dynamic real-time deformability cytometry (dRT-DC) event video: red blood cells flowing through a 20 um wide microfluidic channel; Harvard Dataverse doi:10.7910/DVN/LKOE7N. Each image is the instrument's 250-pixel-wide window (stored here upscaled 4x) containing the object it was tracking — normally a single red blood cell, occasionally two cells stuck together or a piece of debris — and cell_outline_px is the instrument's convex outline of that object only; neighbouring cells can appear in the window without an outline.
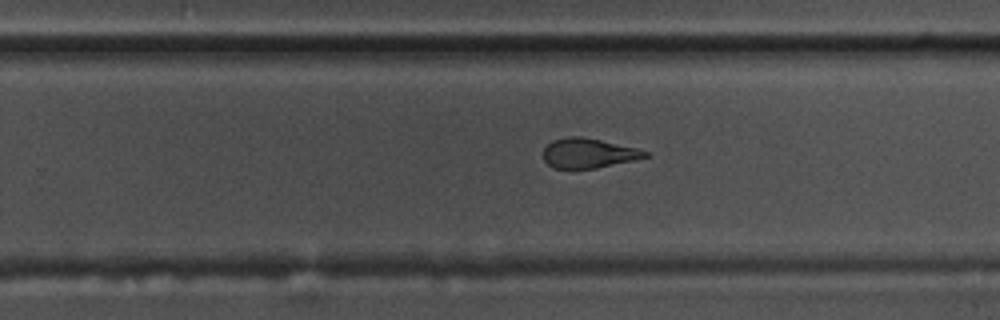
{"species": "common noctule bat (a hibernating species)", "species_latin": "Nyctalus noctula", "temperature_condition": "warm", "stored_images_in_passage": 50, "camera_frame_rate_fps": 3000, "um_per_image_px": 0.085, "animal": {"sex": "male", "body_mass_g": 17.5, "forearm_length_mm": 52.3}, "frame": {"image": 1, "passage_image": 29, "time_ms": 9.333, "image_size_px": [1000, 320], "cell_outline_px": [[648, 156], [632, 160], [596, 168], [552, 168], [544, 160], [544, 148], [552, 140], [568, 136], [580, 136], [600, 140], [636, 148], [648, 152]], "centroid_in_image_um": [49.97, 13.01], "position_along_channel_um": 279.8, "area_um2": 17.34}}
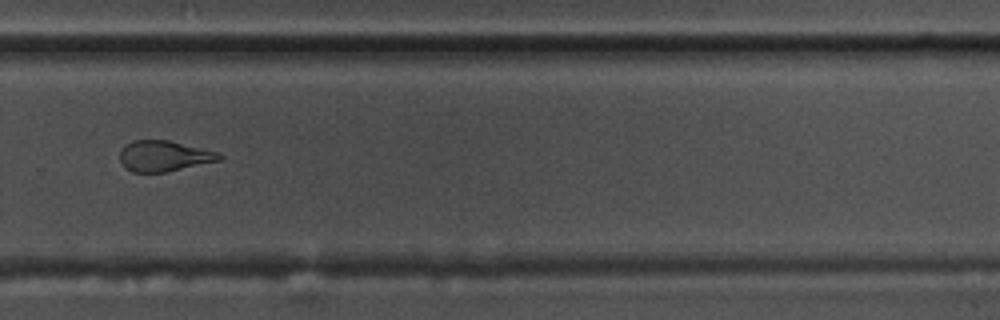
{"frame": {"image": 2, "passage_image": 32, "time_ms": 10.333, "image_size_px": [1000, 320], "cell_outline_px": [[224, 156], [220, 160], [168, 172], [132, 172], [124, 168], [120, 160], [120, 152], [132, 140], [168, 140], [220, 152]], "centroid_in_image_um": [13.97, 13.27], "position_along_channel_um": 315.8, "area_um2": 17.86}}
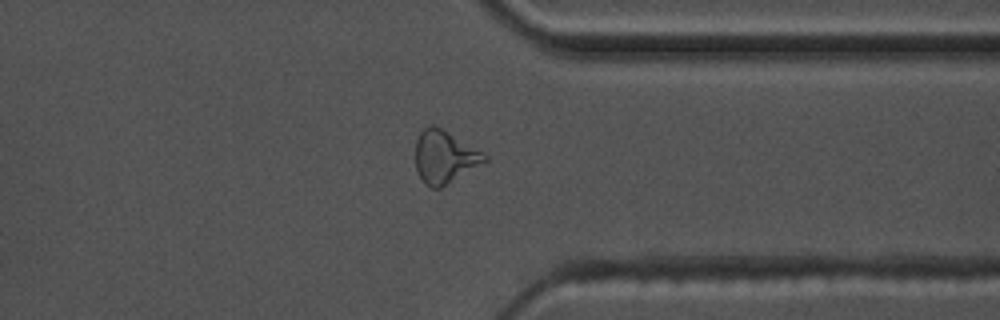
{"frame": {"image": 3, "passage_image": 37, "time_ms": 12.0, "image_size_px": [1000, 320], "cell_outline_px": [[488, 160], [440, 188], [432, 188], [420, 176], [416, 168], [416, 140], [420, 132], [428, 124], [432, 124], [440, 128], [484, 152], [488, 156]], "centroid_in_image_um": [37.79, 13.31], "position_along_channel_um": 373.6, "area_um2": 20.81}, "authors_computed_cell_mechanics": {"area_um2": 18.7561, "velocity_mm_per_s": 3.6134, "shape_relaxation_time_tau1_ms": 8.2252, "shape_relaxation_time_tau2_ms": 2.4306, "deformation_change_tau1": 0.23, "deformation_change_tau2": 0.1164}}